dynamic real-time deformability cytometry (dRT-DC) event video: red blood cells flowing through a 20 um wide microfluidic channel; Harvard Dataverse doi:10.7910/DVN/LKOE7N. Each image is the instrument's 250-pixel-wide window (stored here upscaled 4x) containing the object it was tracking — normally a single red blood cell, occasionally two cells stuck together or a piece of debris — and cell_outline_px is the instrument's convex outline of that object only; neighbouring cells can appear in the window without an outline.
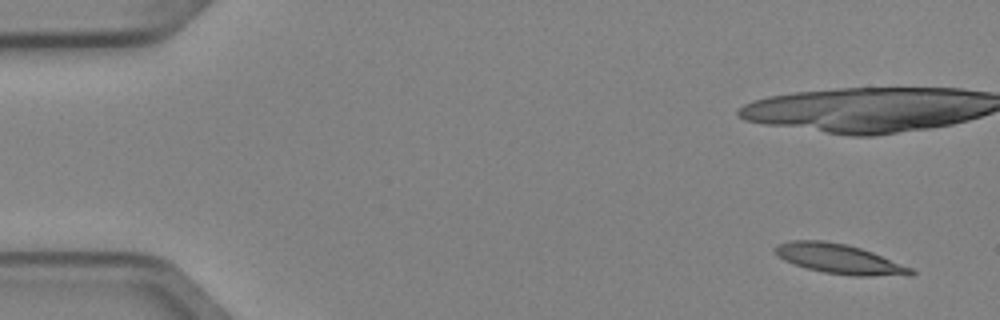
{"species": "Egyptian fruit bat (a non-hibernating species)", "species_latin": "Rousettus aegyptiacus", "temperature_condition": "cold", "stored_images_in_passage": 6, "camera_frame_rate_fps": 3000, "um_per_image_px": 0.085, "animal": {"sex": "female"}, "frame": {"image": 1, "passage_image": 1, "time_ms": 0.0, "image_size_px": [1000, 320], "cell_outline_px": [[916, 272], [912, 276], [852, 276], [824, 272], [808, 268], [784, 260], [772, 248], [776, 244], [788, 240], [820, 240], [844, 244], [860, 248], [872, 252], [912, 268]], "centroid_in_image_um": [71.37, 22.01], "position_along_channel_um": 13.6, "area_um2": 23.41}}